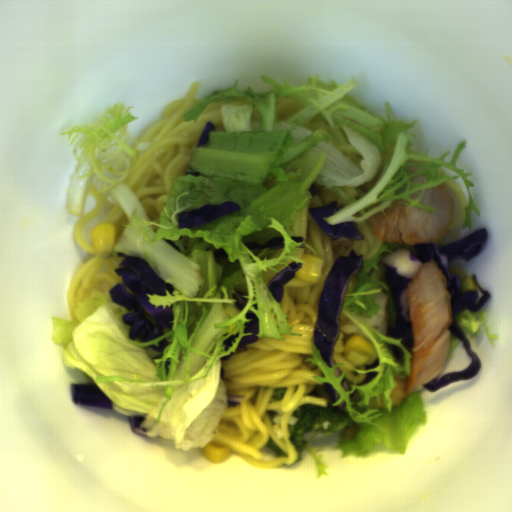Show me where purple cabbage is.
Segmentation results:
<instances>
[{"label":"purple cabbage","mask_w":512,"mask_h":512,"mask_svg":"<svg viewBox=\"0 0 512 512\" xmlns=\"http://www.w3.org/2000/svg\"><path fill=\"white\" fill-rule=\"evenodd\" d=\"M117 258L123 260L114 272L122 277L123 283L116 284L109 292L114 302L127 311L133 310L122 317L123 322L130 326L129 338L140 342L153 341L164 335V329L171 330L173 306L155 307L149 303L146 294L163 296L166 290L172 295L174 288L143 258L126 256L122 252L117 253Z\"/></svg>","instance_id":"ea28d5fd"},{"label":"purple cabbage","mask_w":512,"mask_h":512,"mask_svg":"<svg viewBox=\"0 0 512 512\" xmlns=\"http://www.w3.org/2000/svg\"><path fill=\"white\" fill-rule=\"evenodd\" d=\"M377 376H378V372L366 373L365 379L363 381H361L360 383L356 384V385L367 384L368 382H370L371 380H373Z\"/></svg>","instance_id":"c1dc5f6f"},{"label":"purple cabbage","mask_w":512,"mask_h":512,"mask_svg":"<svg viewBox=\"0 0 512 512\" xmlns=\"http://www.w3.org/2000/svg\"><path fill=\"white\" fill-rule=\"evenodd\" d=\"M213 257L216 260H222V261L229 259L228 254H227V252L225 251L224 248H221L219 250L213 251Z\"/></svg>","instance_id":"be4709a2"},{"label":"purple cabbage","mask_w":512,"mask_h":512,"mask_svg":"<svg viewBox=\"0 0 512 512\" xmlns=\"http://www.w3.org/2000/svg\"><path fill=\"white\" fill-rule=\"evenodd\" d=\"M309 190H310V192H311V194H312V198H313V199H314L315 195H316L317 193H320V191H321V190H320V188L317 186V184H316V183H313V182H312V184H311V186H310Z\"/></svg>","instance_id":"e4d92799"},{"label":"purple cabbage","mask_w":512,"mask_h":512,"mask_svg":"<svg viewBox=\"0 0 512 512\" xmlns=\"http://www.w3.org/2000/svg\"><path fill=\"white\" fill-rule=\"evenodd\" d=\"M245 318H246V320L247 319H252V320L249 323H245L246 327H244L243 332H244V334H246V333H252V334L244 335L238 344V348H243L244 346H246L249 343H254V342L258 341V337L256 336V334H259V327H260V321H259L258 317L255 315V313L252 310H249L246 313Z\"/></svg>","instance_id":"9cd0cae8"},{"label":"purple cabbage","mask_w":512,"mask_h":512,"mask_svg":"<svg viewBox=\"0 0 512 512\" xmlns=\"http://www.w3.org/2000/svg\"><path fill=\"white\" fill-rule=\"evenodd\" d=\"M244 398L245 397H242V396H235V395L227 394V397H226L227 407L238 406L243 401Z\"/></svg>","instance_id":"61c92939"},{"label":"purple cabbage","mask_w":512,"mask_h":512,"mask_svg":"<svg viewBox=\"0 0 512 512\" xmlns=\"http://www.w3.org/2000/svg\"><path fill=\"white\" fill-rule=\"evenodd\" d=\"M212 131H216V126L211 121H207L206 125L204 126V128L199 136L196 147L200 146V145H206L209 141L210 132H212Z\"/></svg>","instance_id":"4d1481cc"},{"label":"purple cabbage","mask_w":512,"mask_h":512,"mask_svg":"<svg viewBox=\"0 0 512 512\" xmlns=\"http://www.w3.org/2000/svg\"><path fill=\"white\" fill-rule=\"evenodd\" d=\"M388 350H390L391 355L399 361L402 365L404 363V352L402 348L397 345L387 344Z\"/></svg>","instance_id":"7bc51332"},{"label":"purple cabbage","mask_w":512,"mask_h":512,"mask_svg":"<svg viewBox=\"0 0 512 512\" xmlns=\"http://www.w3.org/2000/svg\"><path fill=\"white\" fill-rule=\"evenodd\" d=\"M167 346H169V341L165 338L158 342V346L152 344L149 347L155 352H160L163 351Z\"/></svg>","instance_id":"c7479f85"},{"label":"purple cabbage","mask_w":512,"mask_h":512,"mask_svg":"<svg viewBox=\"0 0 512 512\" xmlns=\"http://www.w3.org/2000/svg\"><path fill=\"white\" fill-rule=\"evenodd\" d=\"M165 241H166V243H167V244H169L172 248H174L175 250H177L178 252H180V253H181V248H180V247H178V246L175 244V242H174V241H170V240H166V239H165Z\"/></svg>","instance_id":"76c941e5"},{"label":"purple cabbage","mask_w":512,"mask_h":512,"mask_svg":"<svg viewBox=\"0 0 512 512\" xmlns=\"http://www.w3.org/2000/svg\"><path fill=\"white\" fill-rule=\"evenodd\" d=\"M240 332L236 334L229 335L226 339L223 340V344L225 345V352L228 351L229 347L232 346V342L235 341V338L239 337Z\"/></svg>","instance_id":"4a5ac53e"},{"label":"purple cabbage","mask_w":512,"mask_h":512,"mask_svg":"<svg viewBox=\"0 0 512 512\" xmlns=\"http://www.w3.org/2000/svg\"><path fill=\"white\" fill-rule=\"evenodd\" d=\"M291 239L292 241H295V242H304L305 238L304 236H291Z\"/></svg>","instance_id":"161e9ed4"},{"label":"purple cabbage","mask_w":512,"mask_h":512,"mask_svg":"<svg viewBox=\"0 0 512 512\" xmlns=\"http://www.w3.org/2000/svg\"><path fill=\"white\" fill-rule=\"evenodd\" d=\"M364 255L354 249L348 256L337 258L325 278L324 288L317 302V320L313 330V344L328 367L335 366L334 347L340 333V316L347 288L363 264Z\"/></svg>","instance_id":"f65ffa83"},{"label":"purple cabbage","mask_w":512,"mask_h":512,"mask_svg":"<svg viewBox=\"0 0 512 512\" xmlns=\"http://www.w3.org/2000/svg\"><path fill=\"white\" fill-rule=\"evenodd\" d=\"M322 387L331 400H333L334 402L339 400V393L337 389L333 388L332 384H330L329 382H323Z\"/></svg>","instance_id":"7f2bcce9"},{"label":"purple cabbage","mask_w":512,"mask_h":512,"mask_svg":"<svg viewBox=\"0 0 512 512\" xmlns=\"http://www.w3.org/2000/svg\"><path fill=\"white\" fill-rule=\"evenodd\" d=\"M377 366H379V360H378V358L374 361V363H373V364H365V363H364L365 370L372 369V368H376Z\"/></svg>","instance_id":"ae1c544d"},{"label":"purple cabbage","mask_w":512,"mask_h":512,"mask_svg":"<svg viewBox=\"0 0 512 512\" xmlns=\"http://www.w3.org/2000/svg\"><path fill=\"white\" fill-rule=\"evenodd\" d=\"M72 402L85 406L113 410L112 401L94 383L71 384Z\"/></svg>","instance_id":"8b30caba"},{"label":"purple cabbage","mask_w":512,"mask_h":512,"mask_svg":"<svg viewBox=\"0 0 512 512\" xmlns=\"http://www.w3.org/2000/svg\"><path fill=\"white\" fill-rule=\"evenodd\" d=\"M239 210H241V207L234 201L221 204H204L199 209L194 208L190 211L179 213V229L200 227Z\"/></svg>","instance_id":"9ea6ddef"},{"label":"purple cabbage","mask_w":512,"mask_h":512,"mask_svg":"<svg viewBox=\"0 0 512 512\" xmlns=\"http://www.w3.org/2000/svg\"><path fill=\"white\" fill-rule=\"evenodd\" d=\"M487 239L488 230L485 227L443 247H438L436 243L432 242L417 243L415 244L414 252L410 251L407 247H400L388 253L382 259V263L386 267L384 277L394 300L396 313L395 324L393 327H387V335L388 337L401 339V345L411 354H413V341L408 299L409 282L415 279L421 268L432 259H434L446 278L447 291L452 304V322L448 330L449 333L462 341L465 350L471 358V363L461 371L443 374L440 378L434 377L423 385L424 389L429 392H435L455 381L474 377L480 370V359L477 353L472 351L471 343L455 317L465 309L478 313L488 303L491 295L490 292L484 290L479 285L475 273L472 274L471 279L483 295L479 298L475 290L461 291L460 277L458 274L451 275L450 265L454 261L465 260V262H468L479 256L487 243Z\"/></svg>","instance_id":"c1f60e8f"},{"label":"purple cabbage","mask_w":512,"mask_h":512,"mask_svg":"<svg viewBox=\"0 0 512 512\" xmlns=\"http://www.w3.org/2000/svg\"><path fill=\"white\" fill-rule=\"evenodd\" d=\"M144 419L145 418L143 416H129V422L133 433H137L139 435H146V429L141 427V424L144 421Z\"/></svg>","instance_id":"45c4457a"},{"label":"purple cabbage","mask_w":512,"mask_h":512,"mask_svg":"<svg viewBox=\"0 0 512 512\" xmlns=\"http://www.w3.org/2000/svg\"><path fill=\"white\" fill-rule=\"evenodd\" d=\"M284 237H273L265 243H257L256 241L244 242L246 248L250 249H277L284 248Z\"/></svg>","instance_id":"38c2f254"},{"label":"purple cabbage","mask_w":512,"mask_h":512,"mask_svg":"<svg viewBox=\"0 0 512 512\" xmlns=\"http://www.w3.org/2000/svg\"><path fill=\"white\" fill-rule=\"evenodd\" d=\"M290 268H289V267ZM273 277L267 287L271 296L279 303L283 298L284 285L295 277L296 272L303 267V263L292 262Z\"/></svg>","instance_id":"06f8d472"},{"label":"purple cabbage","mask_w":512,"mask_h":512,"mask_svg":"<svg viewBox=\"0 0 512 512\" xmlns=\"http://www.w3.org/2000/svg\"><path fill=\"white\" fill-rule=\"evenodd\" d=\"M344 204L338 200H332L327 206L310 208L308 213L318 226V228L330 239L337 240L338 238H347L350 241H363L364 235L358 230V222L350 221L343 222L335 225H330L326 219L333 216L341 209Z\"/></svg>","instance_id":"39781b68"},{"label":"purple cabbage","mask_w":512,"mask_h":512,"mask_svg":"<svg viewBox=\"0 0 512 512\" xmlns=\"http://www.w3.org/2000/svg\"><path fill=\"white\" fill-rule=\"evenodd\" d=\"M341 385H342L343 390H345L346 392H349V390H350V388H349V383L347 382V380H346V379H344V380L342 381Z\"/></svg>","instance_id":"eb0055e9"},{"label":"purple cabbage","mask_w":512,"mask_h":512,"mask_svg":"<svg viewBox=\"0 0 512 512\" xmlns=\"http://www.w3.org/2000/svg\"><path fill=\"white\" fill-rule=\"evenodd\" d=\"M243 295H246V294L239 290L236 291L235 293H233V295H232L233 299H236V303H235L236 308H238L241 311L243 310V308L246 306V304L248 302V299L243 297Z\"/></svg>","instance_id":"ad9c8063"}]
</instances>
